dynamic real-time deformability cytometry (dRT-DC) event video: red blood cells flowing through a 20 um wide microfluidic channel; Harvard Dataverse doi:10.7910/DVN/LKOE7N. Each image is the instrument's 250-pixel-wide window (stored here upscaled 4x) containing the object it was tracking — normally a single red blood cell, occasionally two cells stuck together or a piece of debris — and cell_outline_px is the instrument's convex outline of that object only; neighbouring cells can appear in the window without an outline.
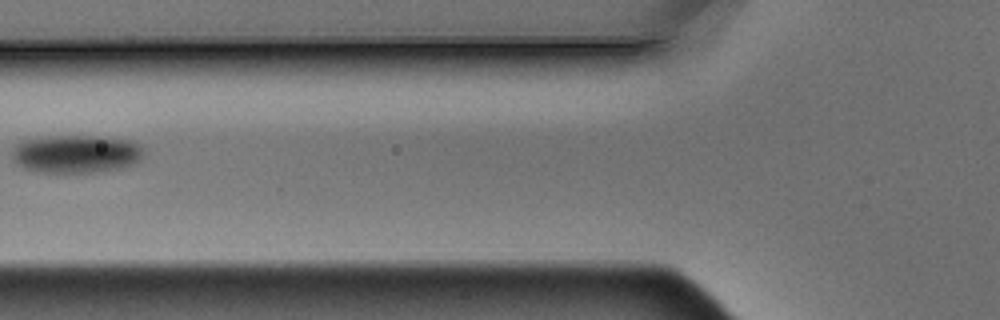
{"species": "Egyptian fruit bat (a non-hibernating species)", "species_latin": "Rousettus aegyptiacus", "temperature_condition": "warm", "stored_images_in_passage": 2, "camera_frame_rate_fps": 3000, "um_per_image_px": 0.085, "animal": {"sex": "male"}, "frame": {"image": 1, "passage_image": 2, "time_ms": 0.333, "image_size_px": [1000, 320], "cell_outline_px": [[144, 152], [140, 160], [136, 164], [120, 168], [92, 172], [40, 172], [24, 168], [12, 156], [12, 152], [16, 144], [20, 140], [52, 136], [100, 136], [128, 140], [136, 144]], "centroid_in_image_um": [6.47, 13.07], "position_along_channel_um": 119.3, "area_um2": 28.96}}